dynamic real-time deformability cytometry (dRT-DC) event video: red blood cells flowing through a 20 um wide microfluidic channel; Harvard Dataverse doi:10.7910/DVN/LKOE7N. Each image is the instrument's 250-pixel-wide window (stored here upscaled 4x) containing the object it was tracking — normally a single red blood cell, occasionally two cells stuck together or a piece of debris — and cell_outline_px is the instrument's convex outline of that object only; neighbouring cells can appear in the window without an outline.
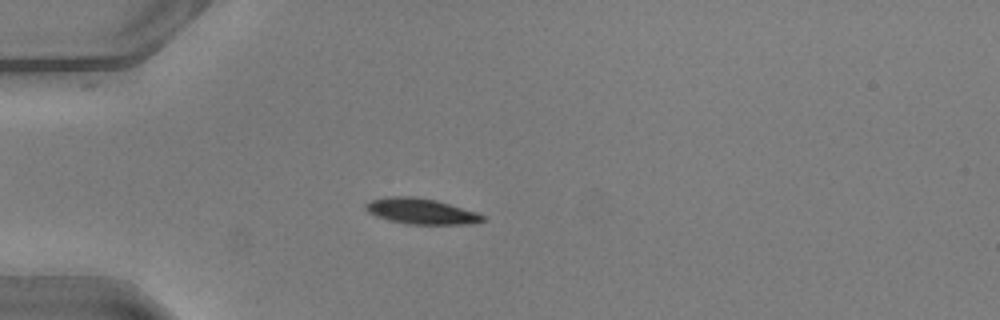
{"species": "common noctule bat (a hibernating species)", "species_latin": "Nyctalus noctula", "temperature_condition": "warm", "stored_images_in_passage": 47, "camera_frame_rate_fps": 3000, "um_per_image_px": 0.085, "animal": {"sex": "male", "body_mass_g": 20.5, "forearm_length_mm": 52.5}, "frame": {"image": 1, "passage_image": 14, "time_ms": 4.333, "image_size_px": [1000, 320], "cell_outline_px": [[484, 220], [472, 224], [408, 224], [388, 220], [376, 216], [368, 212], [364, 208], [364, 204], [372, 200], [388, 196], [412, 196], [436, 200], [476, 212], [484, 216]], "centroid_in_image_um": [35.75, 17.95], "position_along_channel_um": 49.2, "area_um2": 17.46}}
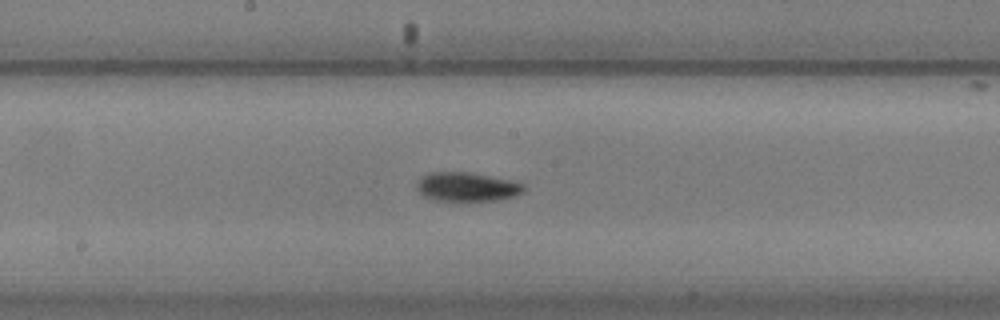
{"frame": {"image": 2, "passage_image": 27, "time_ms": 8.667, "image_size_px": [1000, 320], "cell_outline_px": [[524, 192], [516, 196], [496, 200], [436, 200], [424, 196], [416, 188], [416, 180], [420, 176], [428, 172], [472, 172], [508, 180], [524, 184]], "centroid_in_image_um": [39.65, 15.86], "position_along_channel_um": 208.6, "area_um2": 18.09}}
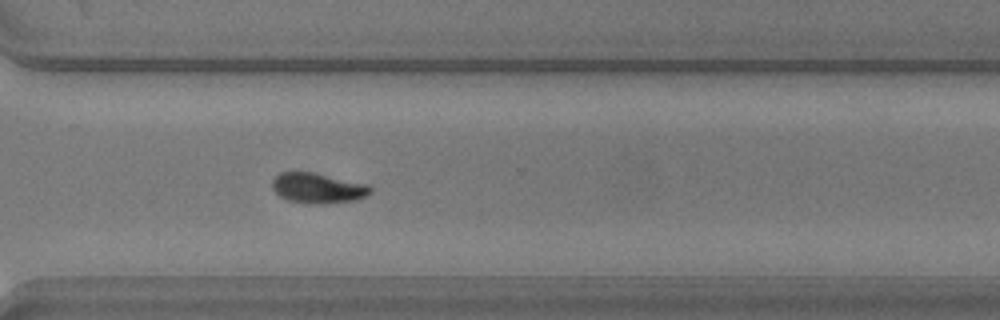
{"frame": {"image": 3, "passage_image": 37, "time_ms": 12.0, "image_size_px": [1000, 320], "cell_outline_px": [[372, 192], [364, 196], [352, 200], [324, 204], [308, 204], [288, 200], [280, 196], [272, 188], [272, 180], [280, 172], [312, 172], [368, 184], [372, 188]], "centroid_in_image_um": [27.0, 15.99], "position_along_channel_um": 343.6, "area_um2": 17.22}}